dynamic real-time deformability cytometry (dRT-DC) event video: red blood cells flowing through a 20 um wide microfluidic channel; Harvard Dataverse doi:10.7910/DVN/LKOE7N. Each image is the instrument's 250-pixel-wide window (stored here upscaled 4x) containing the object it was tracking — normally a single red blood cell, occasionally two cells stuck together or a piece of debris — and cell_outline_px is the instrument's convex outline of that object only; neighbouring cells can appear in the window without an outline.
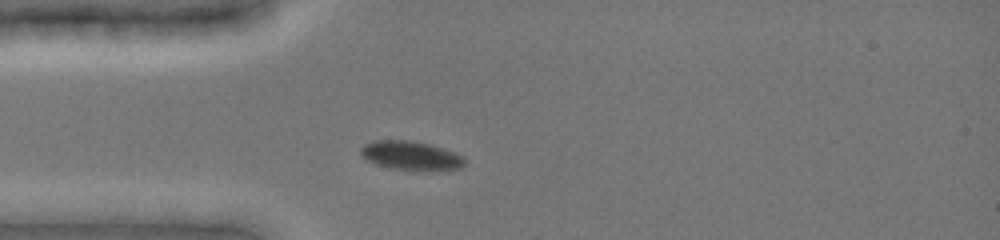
{"species": "common noctule bat (a hibernating species)", "species_latin": "Nyctalus noctula", "temperature_condition": "cold", "stored_images_in_passage": 6, "camera_frame_rate_fps": 3000, "um_per_image_px": 0.085, "animal": {"sex": "female", "body_mass_g": 19.0, "forearm_length_mm": 51.5}, "frame": {"image": 1, "passage_image": 2, "time_ms": 0.333, "image_size_px": [1000, 240], "cell_outline_px": [[464, 164], [460, 168], [412, 172], [392, 168], [376, 164], [368, 160], [360, 152], [360, 148], [364, 144], [372, 140], [412, 140], [428, 144], [464, 156]], "centroid_in_image_um": [34.9, 13.24], "position_along_channel_um": 50.1, "area_um2": 17.57}}
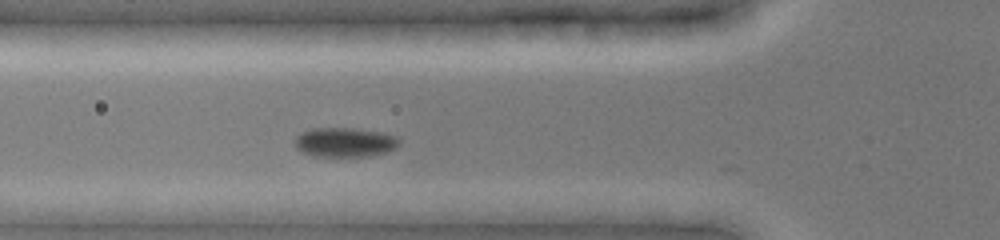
{"frame": {"image": 2, "passage_image": 4, "time_ms": 1.667, "image_size_px": [1000, 240], "cell_outline_px": [[400, 144], [396, 148], [384, 152], [368, 156], [312, 156], [300, 152], [296, 148], [296, 136], [312, 128], [352, 128], [380, 132], [396, 136], [400, 140]], "centroid_in_image_um": [29.3, 12.1], "position_along_channel_um": 96.5, "area_um2": 17.8}}